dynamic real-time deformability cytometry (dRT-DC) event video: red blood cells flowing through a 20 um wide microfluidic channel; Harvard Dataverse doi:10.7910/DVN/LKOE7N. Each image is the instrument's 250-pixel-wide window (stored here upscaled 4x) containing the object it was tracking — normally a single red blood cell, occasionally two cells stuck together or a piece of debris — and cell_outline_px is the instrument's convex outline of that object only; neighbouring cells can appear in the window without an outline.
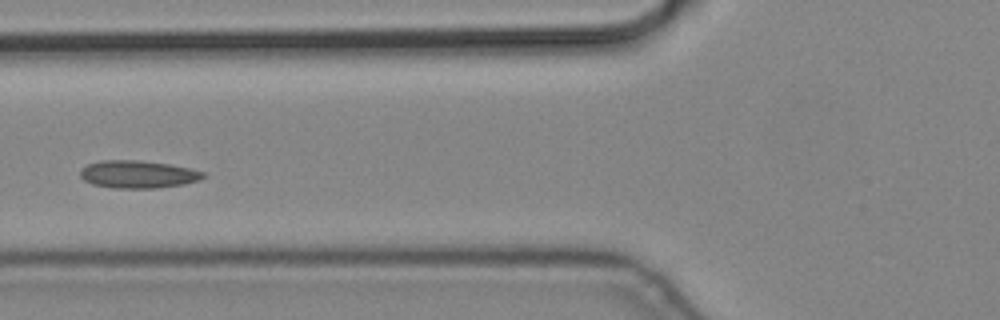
{"species": "common noctule bat (a hibernating species)", "species_latin": "Nyctalus noctula", "temperature_condition": "cold", "stored_images_in_passage": 9, "camera_frame_rate_fps": 3000, "um_per_image_px": 0.085, "animal": {"sex": "male", "body_mass_g": 19.2, "forearm_length_mm": 51.8}, "frame": {"image": 1, "passage_image": 6, "time_ms": 1.667, "image_size_px": [1000, 320], "cell_outline_px": [[204, 176], [200, 180], [184, 184], [160, 188], [112, 188], [92, 184], [84, 180], [80, 176], [80, 172], [88, 164], [100, 160], [136, 160], [168, 164], [188, 168], [204, 172]], "centroid_in_image_um": [11.72, 14.82], "position_along_channel_um": 114.1, "area_um2": 19.71}}
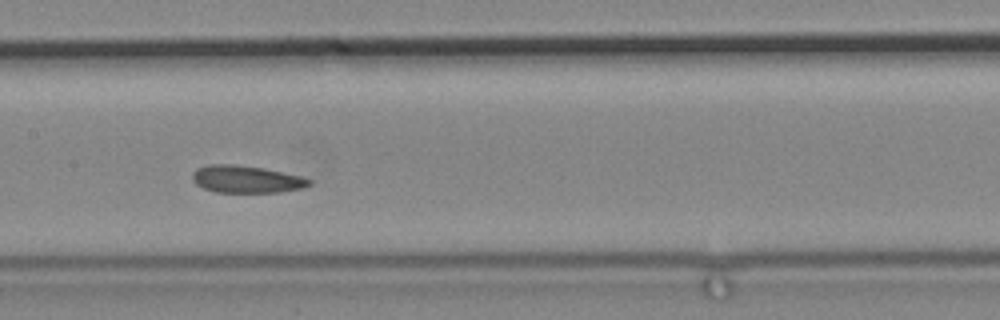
{"frame": {"image": 2, "passage_image": 8, "time_ms": 2.333, "image_size_px": [1000, 320], "cell_outline_px": [[312, 184], [304, 188], [280, 192], [216, 192], [204, 188], [196, 184], [192, 180], [192, 172], [196, 168], [208, 164], [232, 164], [264, 168], [300, 176], [312, 180]], "centroid_in_image_um": [20.93, 15.23], "position_along_channel_um": 186.5, "area_um2": 18.67}}
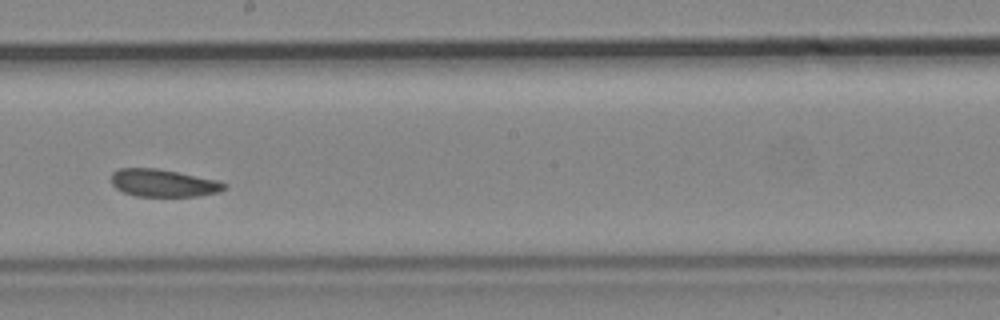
{"frame": {"image": 3, "passage_image": 9, "time_ms": 2.667, "image_size_px": [1000, 320], "cell_outline_px": [[224, 188], [216, 192], [196, 196], [136, 196], [124, 192], [116, 188], [112, 184], [112, 172], [120, 168], [156, 168], [216, 180], [224, 184]], "centroid_in_image_um": [13.8, 15.55], "position_along_channel_um": 234.4, "area_um2": 17.69}}